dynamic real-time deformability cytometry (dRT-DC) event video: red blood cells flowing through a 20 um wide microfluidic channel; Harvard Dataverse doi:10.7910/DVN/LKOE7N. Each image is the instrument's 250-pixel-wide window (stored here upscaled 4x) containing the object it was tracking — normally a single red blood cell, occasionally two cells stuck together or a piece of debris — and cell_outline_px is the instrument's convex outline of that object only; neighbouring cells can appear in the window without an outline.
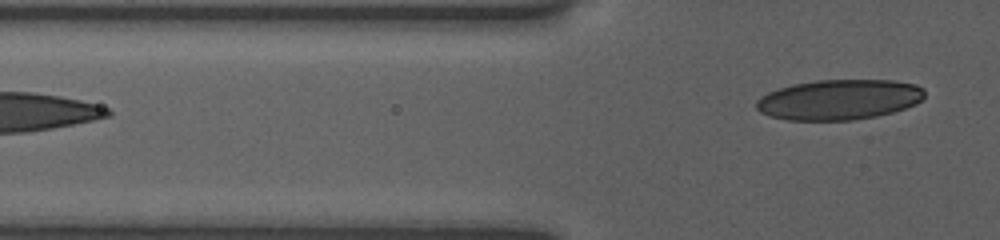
{"species": "human", "species_latin": "Homo sapiens", "temperature_condition": "room temperature", "stored_images_in_passage": 4, "segment_of_instrument_passage": [2, 2], "camera_frame_rate_fps": 3000, "um_per_image_px": 0.085, "donor": {"sex": "female"}, "frame": {"image": 1, "passage_image": 4, "time_ms": 1.667, "image_size_px": [1000, 240], "cell_outline_px": [[924, 96], [916, 104], [892, 112], [876, 116], [852, 120], [788, 120], [768, 116], [760, 112], [756, 108], [756, 100], [760, 96], [768, 92], [792, 84], [816, 80], [892, 80], [916, 84], [924, 88]], "centroid_in_image_um": [71.3, 8.46], "position_along_channel_um": 54.5, "area_um2": 39.59}}